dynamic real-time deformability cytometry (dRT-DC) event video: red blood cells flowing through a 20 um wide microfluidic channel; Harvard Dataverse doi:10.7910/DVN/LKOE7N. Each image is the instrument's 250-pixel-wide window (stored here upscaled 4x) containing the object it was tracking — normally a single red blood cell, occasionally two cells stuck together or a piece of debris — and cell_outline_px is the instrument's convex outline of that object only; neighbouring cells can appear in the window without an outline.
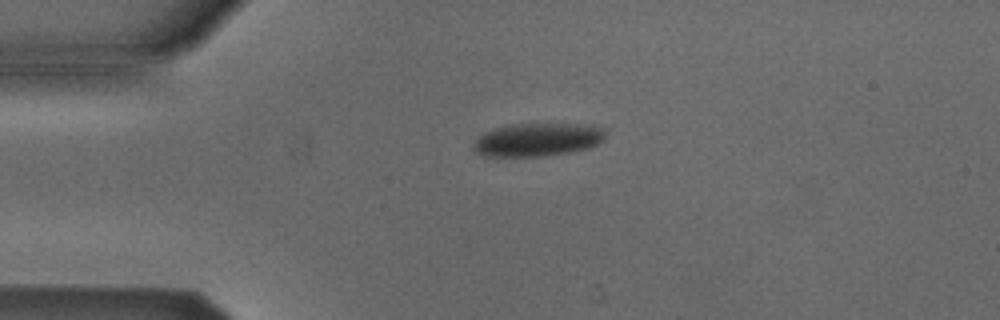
{"species": "Egyptian fruit bat (a non-hibernating species)", "species_latin": "Rousettus aegyptiacus", "temperature_condition": "cold", "stored_images_in_passage": 4, "camera_frame_rate_fps": 3000, "um_per_image_px": 0.085, "animal": {"sex": "male"}, "frame": {"image": 1, "passage_image": 1, "time_ms": 0.0, "image_size_px": [1000, 320], "cell_outline_px": [[604, 140], [588, 148], [568, 152], [544, 156], [488, 156], [476, 152], [472, 148], [472, 144], [484, 132], [508, 124], [592, 124], [604, 128]], "centroid_in_image_um": [45.7, 11.86], "position_along_channel_um": 39.3, "area_um2": 25.49}}
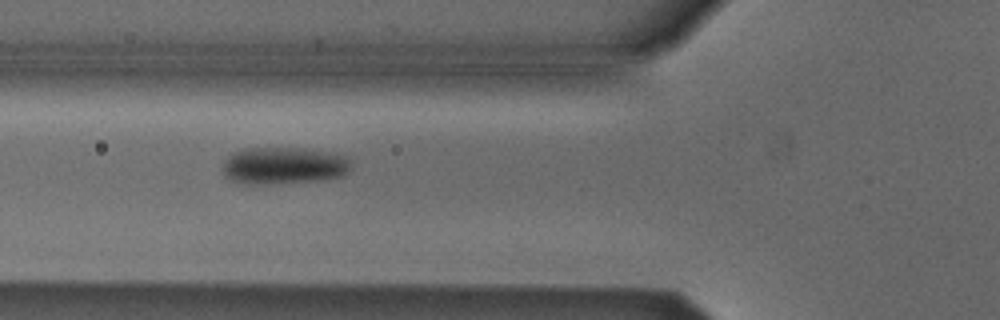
{"frame": {"image": 2, "passage_image": 3, "time_ms": 2.333, "image_size_px": [1000, 320], "cell_outline_px": [[352, 168], [344, 176], [320, 180], [260, 184], [236, 184], [224, 176], [224, 160], [232, 152], [248, 148], [296, 148], [332, 152], [352, 156]], "centroid_in_image_um": [24.17, 14.07], "position_along_channel_um": 101.6, "area_um2": 28.26}}
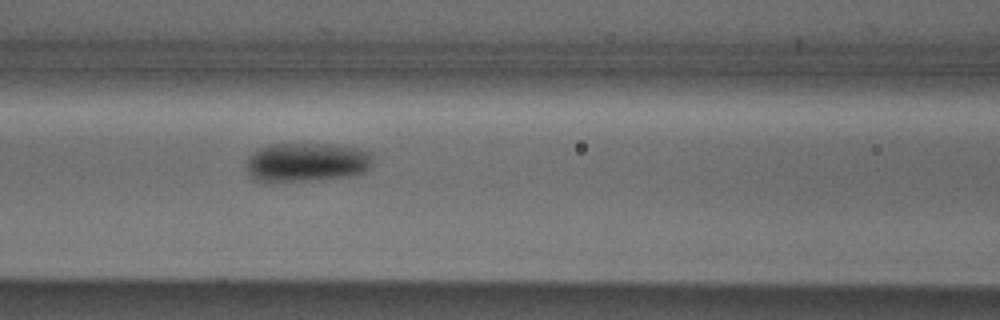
{"frame": {"image": 3, "passage_image": 4, "time_ms": 3.333, "image_size_px": [1000, 320], "cell_outline_px": [[372, 156], [368, 168], [364, 172], [348, 176], [268, 184], [256, 180], [244, 168], [244, 164], [248, 156], [256, 148], [268, 144], [332, 144], [360, 148], [368, 152]], "centroid_in_image_um": [25.94, 13.79], "position_along_channel_um": 140.7, "area_um2": 29.3}}